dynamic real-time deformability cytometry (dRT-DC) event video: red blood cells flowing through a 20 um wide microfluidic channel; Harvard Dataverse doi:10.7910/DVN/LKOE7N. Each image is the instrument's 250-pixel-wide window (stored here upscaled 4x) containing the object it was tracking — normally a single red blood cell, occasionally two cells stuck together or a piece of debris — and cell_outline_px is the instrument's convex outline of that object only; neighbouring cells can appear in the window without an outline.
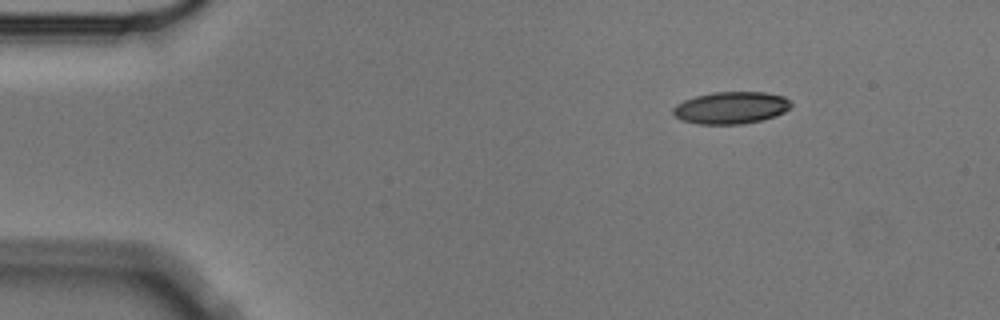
{"species": "Egyptian fruit bat (a non-hibernating species)", "species_latin": "Rousettus aegyptiacus", "temperature_condition": "cold", "stored_images_in_passage": 3, "camera_frame_rate_fps": 3000, "um_per_image_px": 0.085, "animal": {"sex": "male"}, "frame": {"image": 1, "passage_image": 1, "time_ms": 0.0, "image_size_px": [1000, 320], "cell_outline_px": [[792, 104], [784, 112], [776, 116], [744, 124], [696, 124], [680, 120], [672, 112], [672, 108], [676, 104], [684, 100], [696, 96], [712, 92], [764, 92], [784, 96]], "centroid_in_image_um": [62.1, 9.16], "position_along_channel_um": 22.9, "area_um2": 22.14}}